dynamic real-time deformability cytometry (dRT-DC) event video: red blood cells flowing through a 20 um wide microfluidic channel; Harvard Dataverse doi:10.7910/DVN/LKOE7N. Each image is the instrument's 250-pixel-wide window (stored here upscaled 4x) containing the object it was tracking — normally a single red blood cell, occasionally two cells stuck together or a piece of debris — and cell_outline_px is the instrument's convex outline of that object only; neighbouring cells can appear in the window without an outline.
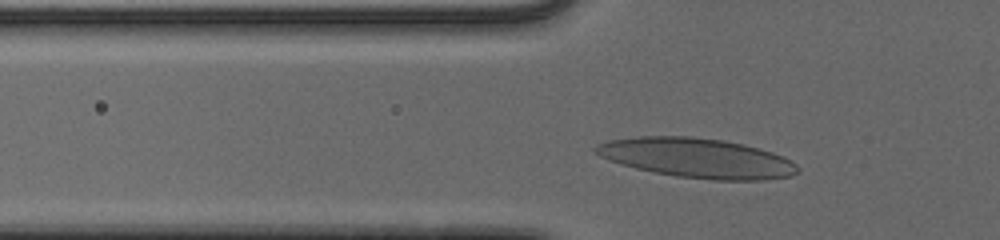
{"species": "human", "species_latin": "Homo sapiens", "temperature_condition": "cold", "stored_images_in_passage": 30, "camera_frame_rate_fps": 3000, "um_per_image_px": 0.085, "donor": {"sex": "male"}, "frame": {"image": 1, "passage_image": 3, "time_ms": 0.667, "image_size_px": [1000, 240], "cell_outline_px": [[800, 172], [792, 176], [764, 180], [712, 180], [676, 176], [636, 168], [600, 156], [592, 152], [592, 148], [596, 144], [608, 140], [640, 136], [688, 136], [724, 140], [744, 144], [760, 148], [784, 156], [796, 164], [800, 168]], "centroid_in_image_um": [59.28, 13.42], "position_along_channel_um": 66.5, "area_um2": 46.82}}
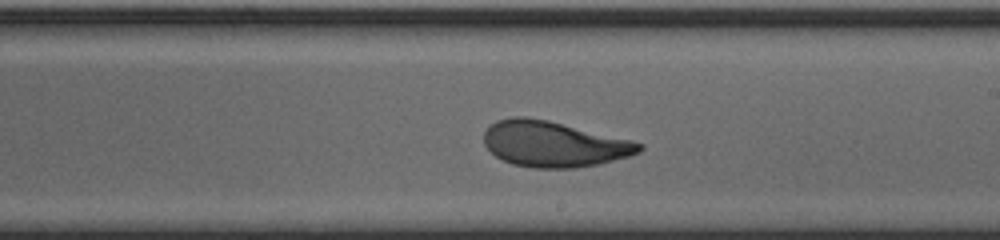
{"frame": {"image": 2, "passage_image": 17, "time_ms": 5.333, "image_size_px": [1000, 240], "cell_outline_px": [[644, 148], [640, 152], [628, 156], [600, 164], [576, 168], [532, 168], [512, 164], [496, 156], [484, 144], [484, 132], [496, 120], [512, 116], [524, 116], [548, 120], [632, 140], [644, 144]], "centroid_in_image_um": [47.08, 12.24], "position_along_channel_um": 241.9, "area_um2": 41.44}}
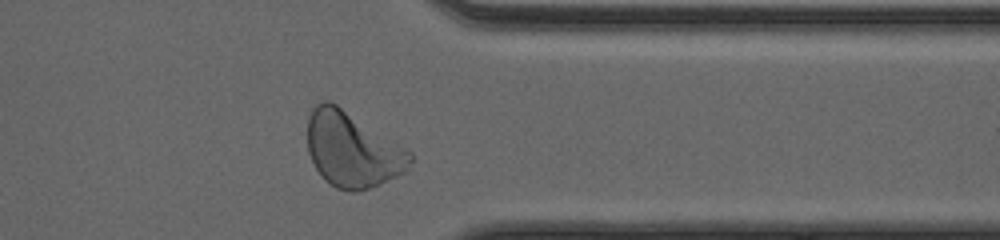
{"frame": {"image": 3, "passage_image": 28, "time_ms": 9.0, "image_size_px": [1000, 240], "cell_outline_px": [[412, 160], [408, 168], [404, 172], [396, 176], [368, 188], [356, 192], [352, 192], [336, 188], [324, 180], [316, 168], [308, 152], [308, 116], [312, 108], [316, 104], [324, 100], [328, 100], [336, 104], [412, 152]], "centroid_in_image_um": [29.92, 12.72], "position_along_channel_um": 381.5, "area_um2": 44.51}, "authors_computed_cell_mechanics": {"area_um2": 41.5582, "velocity_mm_per_s": 3.8716, "shape_relaxation_time_tau1_ms": 3.6013, "shape_relaxation_time_tau2_ms": 0.9315, "deformation_change_tau1": 0.1762, "deformation_change_tau2": 0.0795}}